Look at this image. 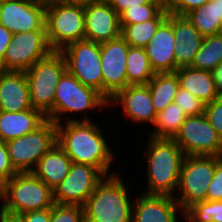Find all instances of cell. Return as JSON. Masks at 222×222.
Listing matches in <instances>:
<instances>
[{"label": "cell", "mask_w": 222, "mask_h": 222, "mask_svg": "<svg viewBox=\"0 0 222 222\" xmlns=\"http://www.w3.org/2000/svg\"><path fill=\"white\" fill-rule=\"evenodd\" d=\"M164 4H166V2L168 1V0H161Z\"/></svg>", "instance_id": "7dc6e473"}, {"label": "cell", "mask_w": 222, "mask_h": 222, "mask_svg": "<svg viewBox=\"0 0 222 222\" xmlns=\"http://www.w3.org/2000/svg\"><path fill=\"white\" fill-rule=\"evenodd\" d=\"M164 20H148L143 23L120 25L121 36L133 47H145Z\"/></svg>", "instance_id": "4dcf8cb0"}, {"label": "cell", "mask_w": 222, "mask_h": 222, "mask_svg": "<svg viewBox=\"0 0 222 222\" xmlns=\"http://www.w3.org/2000/svg\"><path fill=\"white\" fill-rule=\"evenodd\" d=\"M99 126L100 124L93 121H69L56 124V143L72 163L91 165L104 176H109L115 174L110 170L115 154L103 135L102 127Z\"/></svg>", "instance_id": "6da1fadb"}, {"label": "cell", "mask_w": 222, "mask_h": 222, "mask_svg": "<svg viewBox=\"0 0 222 222\" xmlns=\"http://www.w3.org/2000/svg\"><path fill=\"white\" fill-rule=\"evenodd\" d=\"M52 51L46 31L13 34L2 60V70L26 71Z\"/></svg>", "instance_id": "7c38bea8"}, {"label": "cell", "mask_w": 222, "mask_h": 222, "mask_svg": "<svg viewBox=\"0 0 222 222\" xmlns=\"http://www.w3.org/2000/svg\"><path fill=\"white\" fill-rule=\"evenodd\" d=\"M32 108L25 71L0 70V111L21 112Z\"/></svg>", "instance_id": "ffe728a7"}, {"label": "cell", "mask_w": 222, "mask_h": 222, "mask_svg": "<svg viewBox=\"0 0 222 222\" xmlns=\"http://www.w3.org/2000/svg\"><path fill=\"white\" fill-rule=\"evenodd\" d=\"M104 177L96 167L72 163L66 178L53 190L54 203L83 206Z\"/></svg>", "instance_id": "4fadbf2b"}, {"label": "cell", "mask_w": 222, "mask_h": 222, "mask_svg": "<svg viewBox=\"0 0 222 222\" xmlns=\"http://www.w3.org/2000/svg\"><path fill=\"white\" fill-rule=\"evenodd\" d=\"M59 1L65 4H73L85 7L89 4L100 2L103 0H59Z\"/></svg>", "instance_id": "7bdbcfd3"}, {"label": "cell", "mask_w": 222, "mask_h": 222, "mask_svg": "<svg viewBox=\"0 0 222 222\" xmlns=\"http://www.w3.org/2000/svg\"><path fill=\"white\" fill-rule=\"evenodd\" d=\"M176 39L172 30V14L159 25L156 33L144 47L150 65L155 73H173L176 71Z\"/></svg>", "instance_id": "ac0fdd59"}, {"label": "cell", "mask_w": 222, "mask_h": 222, "mask_svg": "<svg viewBox=\"0 0 222 222\" xmlns=\"http://www.w3.org/2000/svg\"><path fill=\"white\" fill-rule=\"evenodd\" d=\"M206 201H222V156L217 157V165L207 189Z\"/></svg>", "instance_id": "8d00e7d4"}, {"label": "cell", "mask_w": 222, "mask_h": 222, "mask_svg": "<svg viewBox=\"0 0 222 222\" xmlns=\"http://www.w3.org/2000/svg\"><path fill=\"white\" fill-rule=\"evenodd\" d=\"M116 105L123 108L124 115L131 119L132 123L143 124L146 122L153 126L156 120L157 113L148 85H128L119 90L108 100V107L114 106L115 108Z\"/></svg>", "instance_id": "e0dca14e"}, {"label": "cell", "mask_w": 222, "mask_h": 222, "mask_svg": "<svg viewBox=\"0 0 222 222\" xmlns=\"http://www.w3.org/2000/svg\"><path fill=\"white\" fill-rule=\"evenodd\" d=\"M128 85H147L153 78V71L145 48L130 46L126 57Z\"/></svg>", "instance_id": "83f0119b"}, {"label": "cell", "mask_w": 222, "mask_h": 222, "mask_svg": "<svg viewBox=\"0 0 222 222\" xmlns=\"http://www.w3.org/2000/svg\"><path fill=\"white\" fill-rule=\"evenodd\" d=\"M66 71L65 58L56 50L25 71L32 107L52 122L55 87Z\"/></svg>", "instance_id": "8992f818"}, {"label": "cell", "mask_w": 222, "mask_h": 222, "mask_svg": "<svg viewBox=\"0 0 222 222\" xmlns=\"http://www.w3.org/2000/svg\"><path fill=\"white\" fill-rule=\"evenodd\" d=\"M129 47L122 36L100 43L103 96L107 100L128 86L126 57Z\"/></svg>", "instance_id": "5bb4252c"}, {"label": "cell", "mask_w": 222, "mask_h": 222, "mask_svg": "<svg viewBox=\"0 0 222 222\" xmlns=\"http://www.w3.org/2000/svg\"><path fill=\"white\" fill-rule=\"evenodd\" d=\"M216 165L217 156H185L174 196L182 211L195 202L206 200Z\"/></svg>", "instance_id": "9c48e42d"}, {"label": "cell", "mask_w": 222, "mask_h": 222, "mask_svg": "<svg viewBox=\"0 0 222 222\" xmlns=\"http://www.w3.org/2000/svg\"><path fill=\"white\" fill-rule=\"evenodd\" d=\"M168 12L164 3H146L127 8L120 15V25L143 23L148 20H165Z\"/></svg>", "instance_id": "f546056e"}, {"label": "cell", "mask_w": 222, "mask_h": 222, "mask_svg": "<svg viewBox=\"0 0 222 222\" xmlns=\"http://www.w3.org/2000/svg\"><path fill=\"white\" fill-rule=\"evenodd\" d=\"M217 35L222 38V21H221V23H220V26H219V30H218Z\"/></svg>", "instance_id": "bcb514c9"}, {"label": "cell", "mask_w": 222, "mask_h": 222, "mask_svg": "<svg viewBox=\"0 0 222 222\" xmlns=\"http://www.w3.org/2000/svg\"><path fill=\"white\" fill-rule=\"evenodd\" d=\"M185 16L203 37L217 35L222 21L221 0H209Z\"/></svg>", "instance_id": "d4e9b609"}, {"label": "cell", "mask_w": 222, "mask_h": 222, "mask_svg": "<svg viewBox=\"0 0 222 222\" xmlns=\"http://www.w3.org/2000/svg\"><path fill=\"white\" fill-rule=\"evenodd\" d=\"M187 222H222V201H198L184 211Z\"/></svg>", "instance_id": "1f68e13d"}, {"label": "cell", "mask_w": 222, "mask_h": 222, "mask_svg": "<svg viewBox=\"0 0 222 222\" xmlns=\"http://www.w3.org/2000/svg\"><path fill=\"white\" fill-rule=\"evenodd\" d=\"M222 62V38L218 35L203 38L192 68L212 72Z\"/></svg>", "instance_id": "f1b7e54d"}, {"label": "cell", "mask_w": 222, "mask_h": 222, "mask_svg": "<svg viewBox=\"0 0 222 222\" xmlns=\"http://www.w3.org/2000/svg\"><path fill=\"white\" fill-rule=\"evenodd\" d=\"M84 18L86 40L102 43L121 36L120 17L106 0L85 6Z\"/></svg>", "instance_id": "2e32d148"}, {"label": "cell", "mask_w": 222, "mask_h": 222, "mask_svg": "<svg viewBox=\"0 0 222 222\" xmlns=\"http://www.w3.org/2000/svg\"><path fill=\"white\" fill-rule=\"evenodd\" d=\"M179 87L186 89L205 104L219 97L212 72L183 67L175 71Z\"/></svg>", "instance_id": "cb8c5ba5"}, {"label": "cell", "mask_w": 222, "mask_h": 222, "mask_svg": "<svg viewBox=\"0 0 222 222\" xmlns=\"http://www.w3.org/2000/svg\"><path fill=\"white\" fill-rule=\"evenodd\" d=\"M172 30L177 42L175 48L176 70L191 67L204 37L186 16L172 14Z\"/></svg>", "instance_id": "44dd1931"}, {"label": "cell", "mask_w": 222, "mask_h": 222, "mask_svg": "<svg viewBox=\"0 0 222 222\" xmlns=\"http://www.w3.org/2000/svg\"><path fill=\"white\" fill-rule=\"evenodd\" d=\"M45 17L47 39L53 50L60 51L71 42L85 39L83 6L47 0Z\"/></svg>", "instance_id": "52a82bcc"}, {"label": "cell", "mask_w": 222, "mask_h": 222, "mask_svg": "<svg viewBox=\"0 0 222 222\" xmlns=\"http://www.w3.org/2000/svg\"><path fill=\"white\" fill-rule=\"evenodd\" d=\"M120 15L127 8L139 7L146 3H163L161 0H106Z\"/></svg>", "instance_id": "ab89813d"}, {"label": "cell", "mask_w": 222, "mask_h": 222, "mask_svg": "<svg viewBox=\"0 0 222 222\" xmlns=\"http://www.w3.org/2000/svg\"><path fill=\"white\" fill-rule=\"evenodd\" d=\"M2 201V203H1ZM0 216H2V210L4 206V183L0 181Z\"/></svg>", "instance_id": "ee69618b"}, {"label": "cell", "mask_w": 222, "mask_h": 222, "mask_svg": "<svg viewBox=\"0 0 222 222\" xmlns=\"http://www.w3.org/2000/svg\"><path fill=\"white\" fill-rule=\"evenodd\" d=\"M60 52L65 58L67 71L83 85L92 87L103 95L100 43L86 39L74 41Z\"/></svg>", "instance_id": "30bf717a"}, {"label": "cell", "mask_w": 222, "mask_h": 222, "mask_svg": "<svg viewBox=\"0 0 222 222\" xmlns=\"http://www.w3.org/2000/svg\"><path fill=\"white\" fill-rule=\"evenodd\" d=\"M54 204L53 190L32 172L16 173L4 184L2 216L51 209Z\"/></svg>", "instance_id": "5b68a950"}, {"label": "cell", "mask_w": 222, "mask_h": 222, "mask_svg": "<svg viewBox=\"0 0 222 222\" xmlns=\"http://www.w3.org/2000/svg\"><path fill=\"white\" fill-rule=\"evenodd\" d=\"M174 102L183 108L184 113L187 117L199 116L204 114L205 103L194 96L192 93L183 89L178 88L177 93L174 97Z\"/></svg>", "instance_id": "d6a6232c"}, {"label": "cell", "mask_w": 222, "mask_h": 222, "mask_svg": "<svg viewBox=\"0 0 222 222\" xmlns=\"http://www.w3.org/2000/svg\"><path fill=\"white\" fill-rule=\"evenodd\" d=\"M179 216L184 211L172 196L142 193L134 200L132 222H178Z\"/></svg>", "instance_id": "d6986e66"}, {"label": "cell", "mask_w": 222, "mask_h": 222, "mask_svg": "<svg viewBox=\"0 0 222 222\" xmlns=\"http://www.w3.org/2000/svg\"><path fill=\"white\" fill-rule=\"evenodd\" d=\"M91 108L94 110L95 108L99 110L109 108L108 100L96 89L83 85L66 71L55 87L53 122L60 124L62 121H92L91 117H86V111H90ZM69 113H81L80 115L86 113V115L78 120L76 116H67Z\"/></svg>", "instance_id": "277c9868"}, {"label": "cell", "mask_w": 222, "mask_h": 222, "mask_svg": "<svg viewBox=\"0 0 222 222\" xmlns=\"http://www.w3.org/2000/svg\"><path fill=\"white\" fill-rule=\"evenodd\" d=\"M173 140L185 156H222V138L204 114L186 117Z\"/></svg>", "instance_id": "8fae6325"}, {"label": "cell", "mask_w": 222, "mask_h": 222, "mask_svg": "<svg viewBox=\"0 0 222 222\" xmlns=\"http://www.w3.org/2000/svg\"><path fill=\"white\" fill-rule=\"evenodd\" d=\"M44 0H4L0 3V24L13 34L46 31Z\"/></svg>", "instance_id": "9a60e30c"}, {"label": "cell", "mask_w": 222, "mask_h": 222, "mask_svg": "<svg viewBox=\"0 0 222 222\" xmlns=\"http://www.w3.org/2000/svg\"><path fill=\"white\" fill-rule=\"evenodd\" d=\"M147 187L144 194L175 196L179 184L184 152L173 139L148 137Z\"/></svg>", "instance_id": "7a4b0ae2"}, {"label": "cell", "mask_w": 222, "mask_h": 222, "mask_svg": "<svg viewBox=\"0 0 222 222\" xmlns=\"http://www.w3.org/2000/svg\"><path fill=\"white\" fill-rule=\"evenodd\" d=\"M13 33L0 24V69L2 70V60Z\"/></svg>", "instance_id": "60d3db41"}, {"label": "cell", "mask_w": 222, "mask_h": 222, "mask_svg": "<svg viewBox=\"0 0 222 222\" xmlns=\"http://www.w3.org/2000/svg\"><path fill=\"white\" fill-rule=\"evenodd\" d=\"M204 115L209 124L222 138V96L216 100L205 104Z\"/></svg>", "instance_id": "e575fe53"}, {"label": "cell", "mask_w": 222, "mask_h": 222, "mask_svg": "<svg viewBox=\"0 0 222 222\" xmlns=\"http://www.w3.org/2000/svg\"><path fill=\"white\" fill-rule=\"evenodd\" d=\"M119 173L105 176L83 205L85 222H132L134 200Z\"/></svg>", "instance_id": "3957f363"}, {"label": "cell", "mask_w": 222, "mask_h": 222, "mask_svg": "<svg viewBox=\"0 0 222 222\" xmlns=\"http://www.w3.org/2000/svg\"><path fill=\"white\" fill-rule=\"evenodd\" d=\"M155 112L163 111L174 101V97L179 88L178 78L173 73H155L153 78L147 83Z\"/></svg>", "instance_id": "484cf974"}, {"label": "cell", "mask_w": 222, "mask_h": 222, "mask_svg": "<svg viewBox=\"0 0 222 222\" xmlns=\"http://www.w3.org/2000/svg\"><path fill=\"white\" fill-rule=\"evenodd\" d=\"M186 117L183 108L173 101L163 111L156 114V120L149 136L173 139L185 122Z\"/></svg>", "instance_id": "4316f807"}, {"label": "cell", "mask_w": 222, "mask_h": 222, "mask_svg": "<svg viewBox=\"0 0 222 222\" xmlns=\"http://www.w3.org/2000/svg\"><path fill=\"white\" fill-rule=\"evenodd\" d=\"M5 143L14 170L17 173L32 172L56 144V124L46 119L37 129Z\"/></svg>", "instance_id": "ba28073f"}, {"label": "cell", "mask_w": 222, "mask_h": 222, "mask_svg": "<svg viewBox=\"0 0 222 222\" xmlns=\"http://www.w3.org/2000/svg\"><path fill=\"white\" fill-rule=\"evenodd\" d=\"M219 96H222V62L212 71Z\"/></svg>", "instance_id": "b9f144b4"}, {"label": "cell", "mask_w": 222, "mask_h": 222, "mask_svg": "<svg viewBox=\"0 0 222 222\" xmlns=\"http://www.w3.org/2000/svg\"><path fill=\"white\" fill-rule=\"evenodd\" d=\"M11 218L15 222H50L51 209L29 211Z\"/></svg>", "instance_id": "f35d334b"}, {"label": "cell", "mask_w": 222, "mask_h": 222, "mask_svg": "<svg viewBox=\"0 0 222 222\" xmlns=\"http://www.w3.org/2000/svg\"><path fill=\"white\" fill-rule=\"evenodd\" d=\"M209 0H168L165 9L168 13L185 16L191 10L203 6Z\"/></svg>", "instance_id": "d590c367"}, {"label": "cell", "mask_w": 222, "mask_h": 222, "mask_svg": "<svg viewBox=\"0 0 222 222\" xmlns=\"http://www.w3.org/2000/svg\"><path fill=\"white\" fill-rule=\"evenodd\" d=\"M50 222H85L83 206L54 204Z\"/></svg>", "instance_id": "836d02e7"}, {"label": "cell", "mask_w": 222, "mask_h": 222, "mask_svg": "<svg viewBox=\"0 0 222 222\" xmlns=\"http://www.w3.org/2000/svg\"><path fill=\"white\" fill-rule=\"evenodd\" d=\"M72 161L56 143L38 162L32 173L52 190L68 175Z\"/></svg>", "instance_id": "603a6c76"}, {"label": "cell", "mask_w": 222, "mask_h": 222, "mask_svg": "<svg viewBox=\"0 0 222 222\" xmlns=\"http://www.w3.org/2000/svg\"><path fill=\"white\" fill-rule=\"evenodd\" d=\"M16 173L10 163L6 143L0 141V181L5 184Z\"/></svg>", "instance_id": "74e56055"}, {"label": "cell", "mask_w": 222, "mask_h": 222, "mask_svg": "<svg viewBox=\"0 0 222 222\" xmlns=\"http://www.w3.org/2000/svg\"><path fill=\"white\" fill-rule=\"evenodd\" d=\"M46 117L34 108L21 112L0 111V141L19 138L37 129Z\"/></svg>", "instance_id": "7402d4cb"}, {"label": "cell", "mask_w": 222, "mask_h": 222, "mask_svg": "<svg viewBox=\"0 0 222 222\" xmlns=\"http://www.w3.org/2000/svg\"><path fill=\"white\" fill-rule=\"evenodd\" d=\"M0 222H15L12 218L0 216Z\"/></svg>", "instance_id": "f6af8a7d"}]
</instances>
